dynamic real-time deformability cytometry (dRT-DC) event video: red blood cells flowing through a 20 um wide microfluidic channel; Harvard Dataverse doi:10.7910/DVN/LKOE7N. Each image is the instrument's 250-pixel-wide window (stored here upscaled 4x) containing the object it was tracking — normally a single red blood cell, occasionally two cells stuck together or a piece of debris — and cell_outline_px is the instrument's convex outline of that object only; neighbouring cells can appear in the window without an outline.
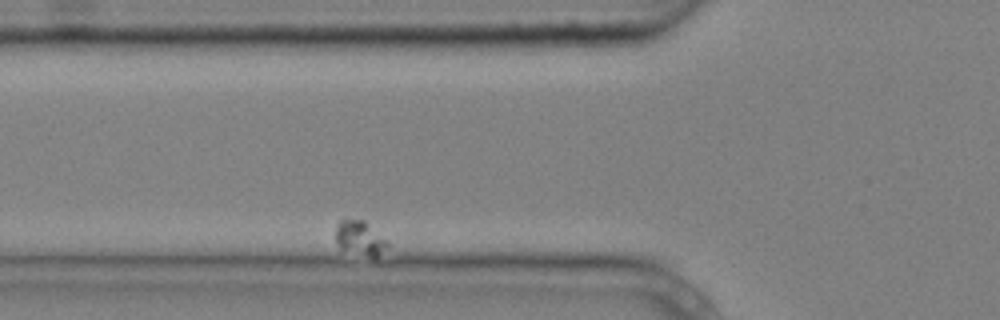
{"species": "common noctule bat (a hibernating species)", "species_latin": "Nyctalus noctula", "temperature_condition": "cold", "stored_images_in_passage": 2, "camera_frame_rate_fps": 3000, "um_per_image_px": 0.085, "animal": {"sex": "male", "body_mass_g": 20.4}, "frame": {"image": 1, "passage_image": 2, "time_ms": 0.333, "image_size_px": [1000, 320], "cell_outline_px": [[388, 248], [376, 256], [368, 256], [340, 248], [336, 240], [336, 224], [344, 216], [364, 220], [388, 240]], "centroid_in_image_um": [30.58, 20.17], "position_along_channel_um": 95.2, "area_um2": 10.58}}